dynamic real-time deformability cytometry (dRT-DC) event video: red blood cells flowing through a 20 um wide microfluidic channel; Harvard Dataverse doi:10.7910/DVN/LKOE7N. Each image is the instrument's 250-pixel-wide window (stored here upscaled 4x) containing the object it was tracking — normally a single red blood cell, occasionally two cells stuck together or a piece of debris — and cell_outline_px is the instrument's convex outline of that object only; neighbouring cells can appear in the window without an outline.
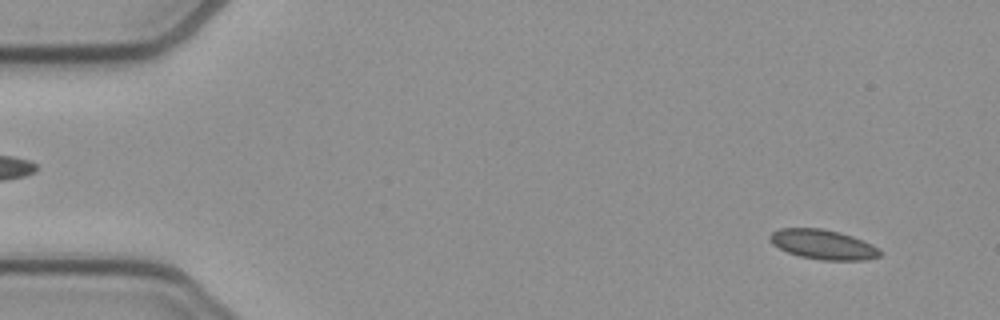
{"species": "common noctule bat (a hibernating species)", "species_latin": "Nyctalus noctula", "temperature_condition": "cold", "stored_images_in_passage": 53, "camera_frame_rate_fps": 3000, "um_per_image_px": 0.085, "animal": {"sex": "female", "body_mass_g": 21.9}, "frame": {"image": 1, "passage_image": 4, "time_ms": 1.0, "image_size_px": [1000, 320], "cell_outline_px": [[880, 256], [864, 260], [820, 260], [800, 256], [788, 252], [772, 244], [768, 240], [768, 236], [772, 232], [780, 228], [820, 228], [840, 232], [852, 236], [872, 244], [880, 248]], "centroid_in_image_um": [69.94, 20.77], "position_along_channel_um": 15.1, "area_um2": 19.07}}
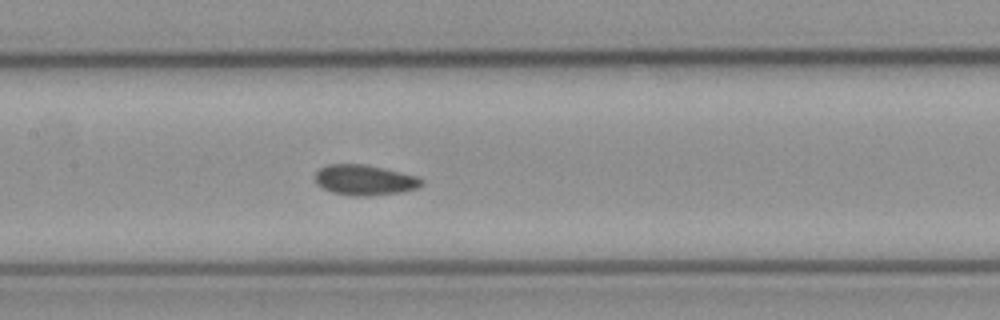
{"frame": {"image": 2, "passage_image": 25, "time_ms": 8.0, "image_size_px": [1000, 320], "cell_outline_px": [[424, 184], [420, 188], [404, 192], [368, 196], [352, 196], [332, 192], [316, 184], [316, 172], [320, 168], [328, 164], [364, 164], [384, 168], [420, 176], [424, 180]], "centroid_in_image_um": [31.07, 15.31], "position_along_channel_um": 176.3, "area_um2": 19.19}}
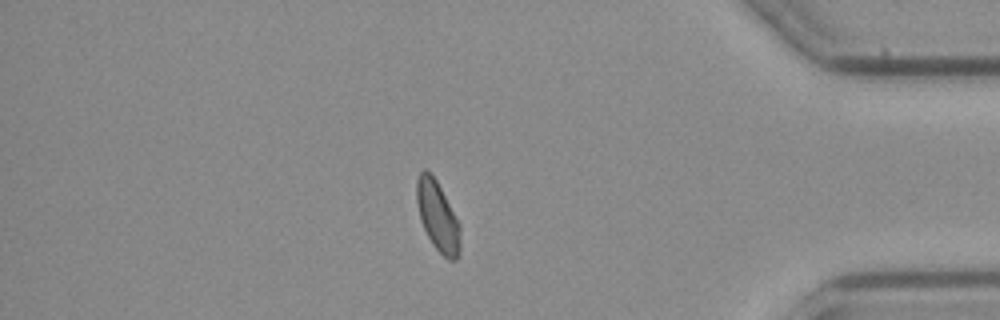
{"frame": {"image": 3, "passage_image": 45, "time_ms": 14.667, "image_size_px": [1000, 320], "cell_outline_px": [[460, 256], [456, 260], [448, 260], [432, 244], [424, 228], [420, 216], [416, 200], [416, 180], [420, 172], [424, 168], [436, 180], [460, 224]], "centroid_in_image_um": [37.21, 18.41], "position_along_channel_um": 398.0, "area_um2": 17.57}, "authors_computed_cell_mechanics": {"area_um2": 18.496, "velocity_mm_per_s": 3.8662, "shape_relaxation_time_tau1_ms": null, "shape_relaxation_time_tau2_ms": 2.4643, "deformation_change_tau1": null, "deformation_change_tau2": 0.0765}}